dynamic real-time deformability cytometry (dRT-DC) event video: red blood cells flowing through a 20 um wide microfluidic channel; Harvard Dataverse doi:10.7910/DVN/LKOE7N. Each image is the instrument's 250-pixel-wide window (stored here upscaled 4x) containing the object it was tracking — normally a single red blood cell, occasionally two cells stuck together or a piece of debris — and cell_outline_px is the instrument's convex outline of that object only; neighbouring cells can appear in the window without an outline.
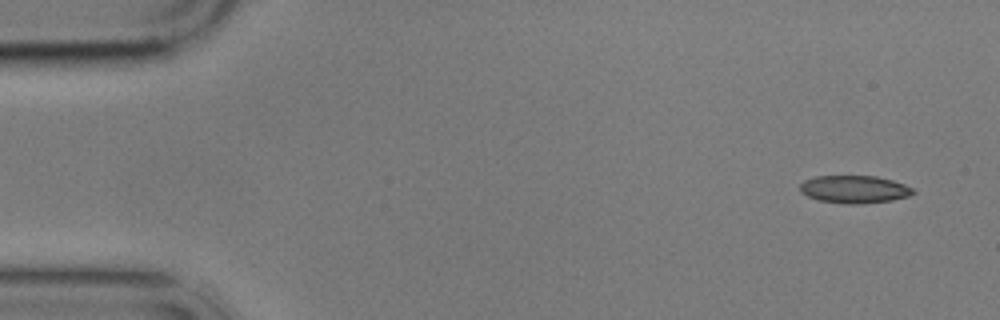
{"species": "common noctule bat (a hibernating species)", "species_latin": "Nyctalus noctula", "temperature_condition": "cold", "stored_images_in_passage": 5, "camera_frame_rate_fps": 3000, "um_per_image_px": 0.085, "animal": {"sex": "male", "body_mass_g": 17.9}, "frame": {"image": 1, "passage_image": 1, "time_ms": 0.0, "image_size_px": [1000, 320], "cell_outline_px": [[916, 192], [908, 196], [892, 200], [860, 204], [848, 204], [816, 200], [800, 192], [800, 184], [804, 180], [816, 176], [876, 176], [892, 180], [904, 184], [912, 188]], "centroid_in_image_um": [72.6, 16.09], "position_along_channel_um": 12.4, "area_um2": 18.26}}
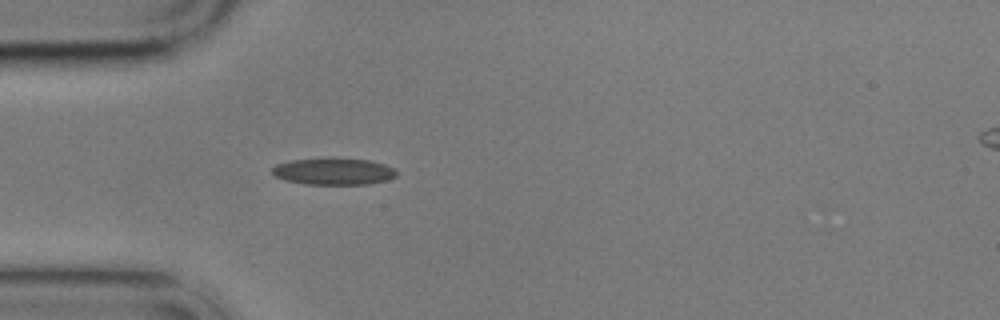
{"frame": {"image": 2, "passage_image": 5, "time_ms": 4.333, "image_size_px": [1000, 320], "cell_outline_px": [[396, 176], [388, 180], [368, 184], [304, 184], [284, 180], [276, 176], [272, 172], [272, 168], [276, 164], [292, 160], [328, 156], [336, 156], [368, 160], [384, 164], [396, 168]], "centroid_in_image_um": [28.36, 14.54], "position_along_channel_um": 56.6, "area_um2": 20.0}}